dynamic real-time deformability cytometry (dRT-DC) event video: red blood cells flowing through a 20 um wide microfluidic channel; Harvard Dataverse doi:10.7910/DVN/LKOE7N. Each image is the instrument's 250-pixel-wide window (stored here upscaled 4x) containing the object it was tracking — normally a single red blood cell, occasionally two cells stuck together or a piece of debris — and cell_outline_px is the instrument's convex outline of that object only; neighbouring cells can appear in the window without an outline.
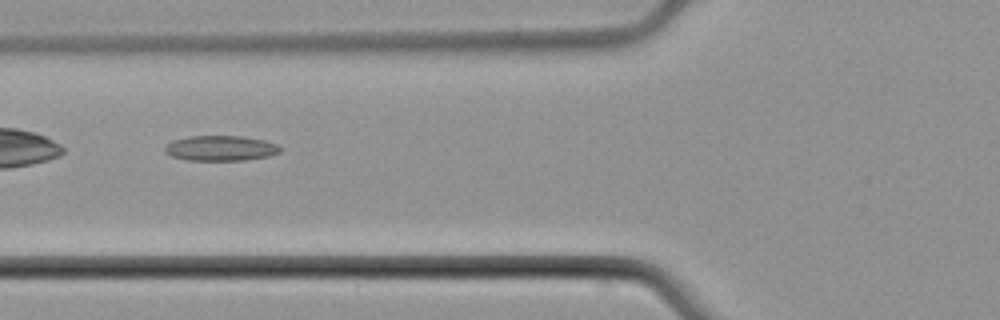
{"species": "common noctule bat (a hibernating species)", "species_latin": "Nyctalus noctula", "temperature_condition": "cold", "stored_images_in_passage": 7, "camera_frame_rate_fps": 3000, "um_per_image_px": 0.085, "animal": {"sex": "male", "body_mass_g": 21.5, "forearm_length_mm": 52.0}, "frame": {"image": 1, "passage_image": 5, "time_ms": 5.667, "image_size_px": [1000, 320], "cell_outline_px": [[280, 152], [268, 156], [244, 160], [188, 160], [172, 156], [164, 152], [164, 148], [172, 140], [188, 136], [244, 136], [264, 140], [276, 144], [280, 148]], "centroid_in_image_um": [18.73, 12.59], "position_along_channel_um": 107.1, "area_um2": 16.88}}
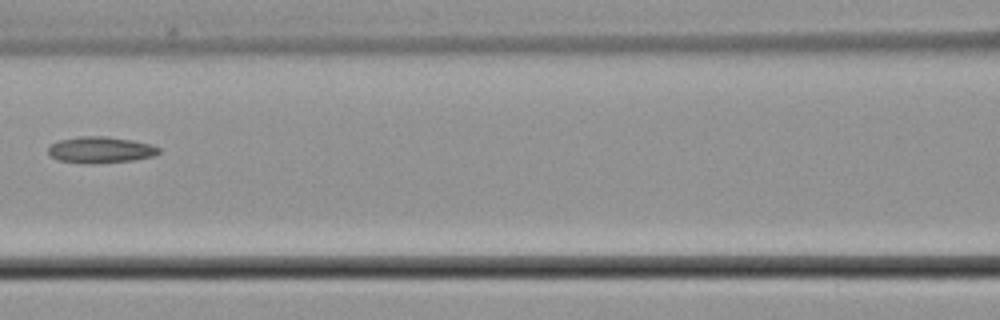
{"frame": {"image": 2, "passage_image": 6, "time_ms": 7.0, "image_size_px": [1000, 320], "cell_outline_px": [[160, 152], [152, 156], [132, 160], [92, 164], [60, 160], [52, 156], [48, 152], [48, 148], [52, 144], [60, 140], [80, 136], [104, 136], [132, 140], [152, 144], [160, 148]], "centroid_in_image_um": [8.57, 12.73], "position_along_channel_um": 158.0, "area_um2": 16.76}}
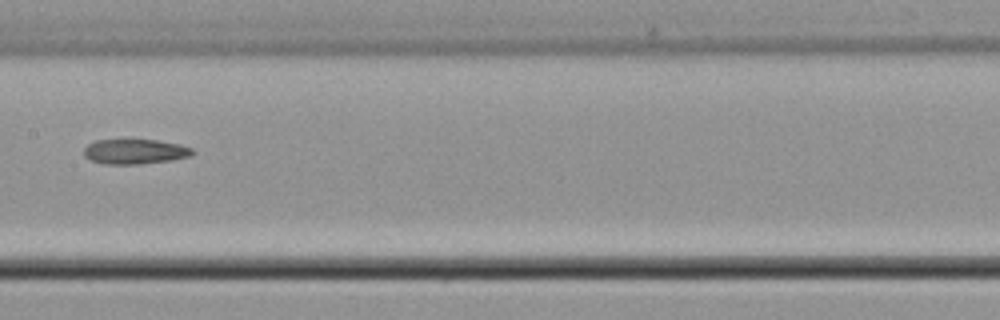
{"frame": {"image": 3, "passage_image": 7, "time_ms": 8.0, "image_size_px": [1000, 320], "cell_outline_px": [[196, 152], [192, 156], [172, 160], [140, 164], [104, 164], [92, 160], [84, 156], [84, 148], [88, 144], [96, 140], [156, 140], [180, 144], [192, 148]], "centroid_in_image_um": [11.51, 12.89], "position_along_channel_um": 195.9, "area_um2": 15.84}}